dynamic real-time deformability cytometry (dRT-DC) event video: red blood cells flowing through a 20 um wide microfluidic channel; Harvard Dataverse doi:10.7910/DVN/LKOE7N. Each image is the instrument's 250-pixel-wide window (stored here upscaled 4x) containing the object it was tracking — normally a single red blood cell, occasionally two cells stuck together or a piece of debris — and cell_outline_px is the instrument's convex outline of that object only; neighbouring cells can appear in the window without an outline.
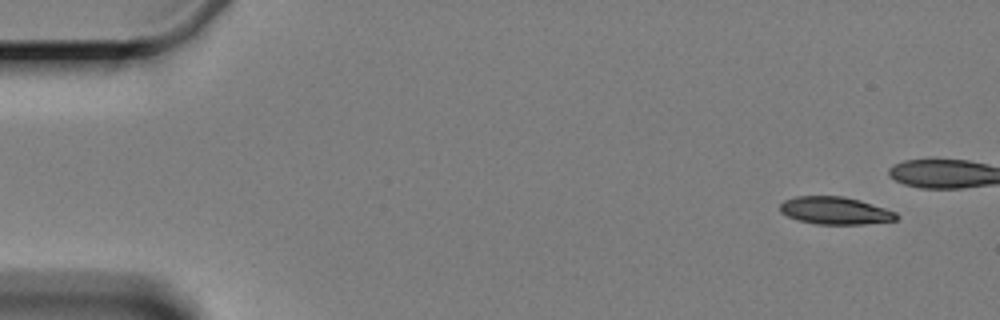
{"species": "Egyptian fruit bat (a non-hibernating species)", "species_latin": "Rousettus aegyptiacus", "temperature_condition": "cold", "stored_images_in_passage": 5, "camera_frame_rate_fps": 3000, "um_per_image_px": 0.085, "animal": {"sex": "female"}, "frame": {"image": 1, "passage_image": 1, "time_ms": 0.0, "image_size_px": [1000, 320], "cell_outline_px": [[900, 216], [896, 220], [864, 224], [816, 224], [800, 220], [788, 216], [780, 212], [780, 204], [784, 200], [796, 196], [844, 196], [860, 200], [896, 212]], "centroid_in_image_um": [70.99, 17.9], "position_along_channel_um": 14.0, "area_um2": 18.61}}